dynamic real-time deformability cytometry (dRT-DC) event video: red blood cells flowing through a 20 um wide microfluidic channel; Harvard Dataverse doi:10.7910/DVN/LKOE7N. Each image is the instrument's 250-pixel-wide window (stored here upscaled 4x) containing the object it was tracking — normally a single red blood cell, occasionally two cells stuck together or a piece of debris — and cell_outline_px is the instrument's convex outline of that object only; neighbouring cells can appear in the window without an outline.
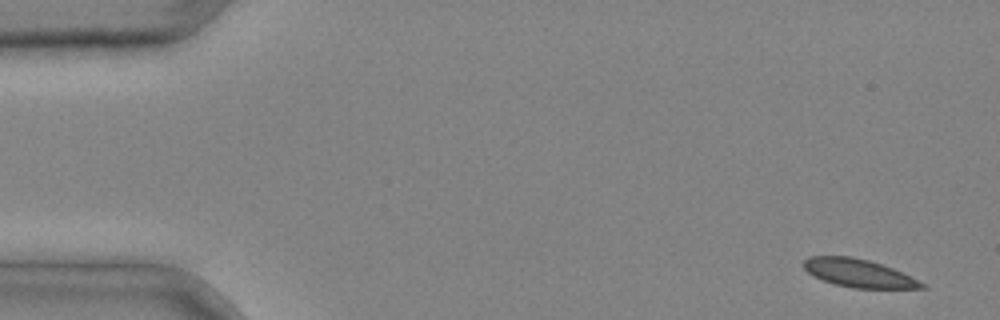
{"species": "common noctule bat (a hibernating species)", "species_latin": "Nyctalus noctula", "temperature_condition": "cold", "stored_images_in_passage": 3, "camera_frame_rate_fps": 3000, "um_per_image_px": 0.085, "animal": {"sex": "male", "body_mass_g": 20.4}, "frame": {"image": 1, "passage_image": 1, "time_ms": 0.0, "image_size_px": [1000, 320], "cell_outline_px": [[928, 288], [852, 288], [836, 284], [824, 280], [808, 272], [804, 268], [804, 260], [808, 256], [852, 256], [868, 260], [892, 268], [924, 284]], "centroid_in_image_um": [72.94, 23.21], "position_along_channel_um": 12.1, "area_um2": 18.84}}
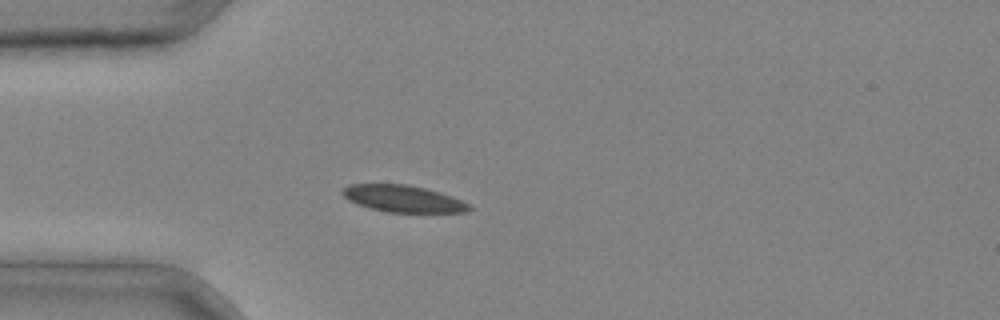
{"frame": {"image": 2, "passage_image": 3, "time_ms": 0.667, "image_size_px": [1000, 320], "cell_outline_px": [[472, 208], [468, 212], [388, 212], [356, 204], [348, 200], [344, 196], [344, 188], [348, 184], [408, 184], [440, 192], [452, 196], [472, 204]], "centroid_in_image_um": [34.32, 16.89], "position_along_channel_um": 50.7, "area_um2": 19.77}}